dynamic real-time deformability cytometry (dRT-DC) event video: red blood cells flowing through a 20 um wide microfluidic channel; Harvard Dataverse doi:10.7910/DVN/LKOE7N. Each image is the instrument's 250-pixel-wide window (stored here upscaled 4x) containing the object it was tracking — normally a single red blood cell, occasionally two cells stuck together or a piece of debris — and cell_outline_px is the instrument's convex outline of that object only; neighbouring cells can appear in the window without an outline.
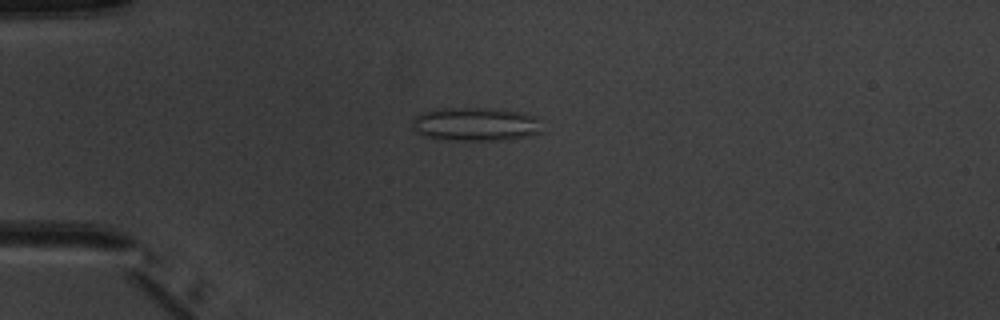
{"species": "common noctule bat (a hibernating species)", "species_latin": "Nyctalus noctula", "temperature_condition": "warm", "stored_images_in_passage": 4, "camera_frame_rate_fps": 3000, "um_per_image_px": 0.085, "animal": {"sex": "male", "body_mass_g": 20.1, "forearm_length_mm": 53.5}, "frame": {"image": 1, "passage_image": 1, "time_ms": 0.0, "image_size_px": [1000, 320], "cell_outline_px": [[544, 132], [532, 136], [512, 140], [456, 140], [424, 136], [416, 132], [412, 128], [412, 120], [416, 116], [424, 112], [436, 108], [484, 108], [520, 112], [536, 116], [540, 120]], "centroid_in_image_um": [40.5, 10.57], "position_along_channel_um": 44.5, "area_um2": 25.78}}
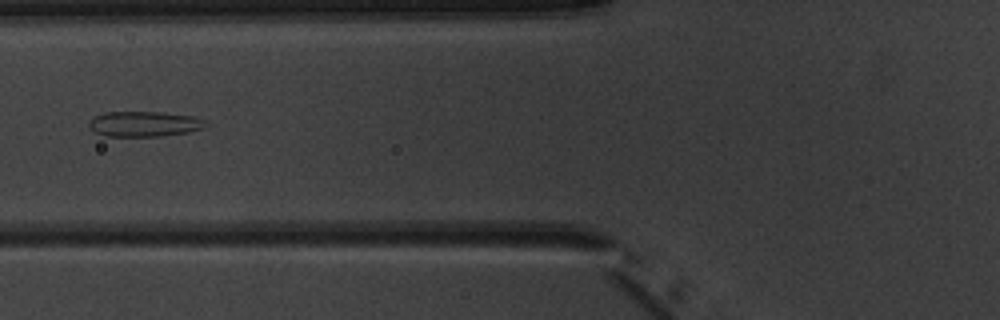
{"frame": {"image": 2, "passage_image": 3, "time_ms": 2.333, "image_size_px": [1000, 320], "cell_outline_px": [[208, 124], [204, 128], [188, 132], [160, 136], [104, 136], [92, 132], [88, 124], [88, 120], [92, 116], [104, 112], [160, 112], [192, 116], [208, 120]], "centroid_in_image_um": [12.22, 10.53], "position_along_channel_um": 113.6, "area_um2": 17.51}}
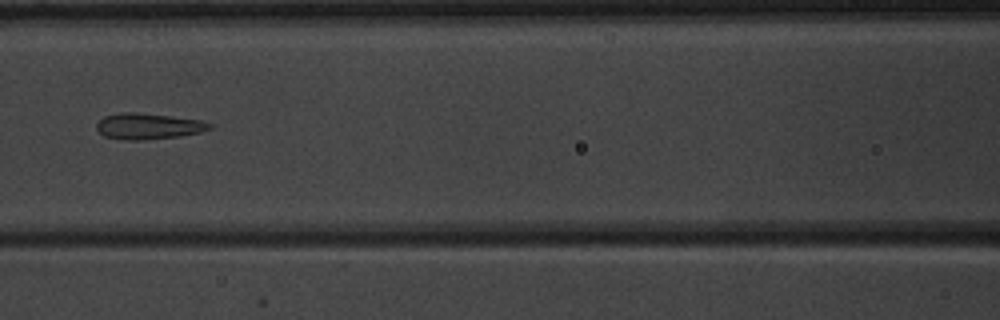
{"frame": {"image": 3, "passage_image": 4, "time_ms": 3.333, "image_size_px": [1000, 320], "cell_outline_px": [[212, 128], [200, 132], [180, 136], [136, 140], [124, 140], [104, 136], [96, 128], [96, 124], [104, 116], [124, 112], [136, 112], [172, 116], [200, 120], [212, 124]], "centroid_in_image_um": [12.6, 10.72], "position_along_channel_um": 154.0, "area_um2": 16.99}}